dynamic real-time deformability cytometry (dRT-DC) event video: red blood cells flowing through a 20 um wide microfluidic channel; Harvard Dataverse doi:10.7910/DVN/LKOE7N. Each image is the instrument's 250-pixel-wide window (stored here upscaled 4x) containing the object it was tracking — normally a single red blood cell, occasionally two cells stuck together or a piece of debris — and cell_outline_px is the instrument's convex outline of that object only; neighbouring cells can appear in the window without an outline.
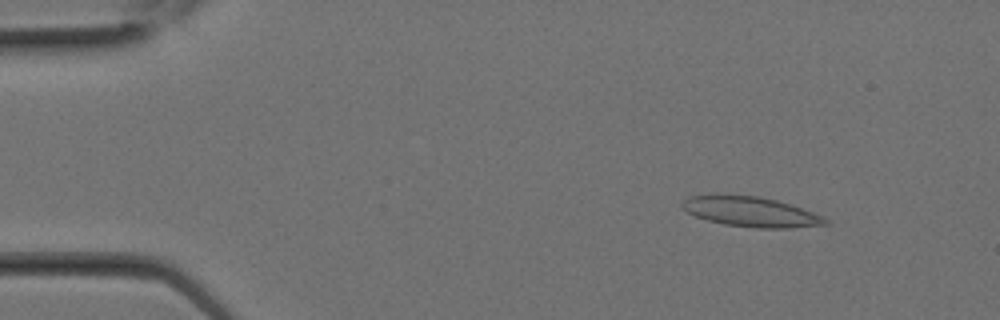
{"species": "Egyptian fruit bat (a non-hibernating species)", "species_latin": "Rousettus aegyptiacus", "temperature_condition": "room temperature", "stored_images_in_passage": 8, "camera_frame_rate_fps": 3000, "um_per_image_px": 0.085, "animal": {"sex": "female"}, "frame": {"image": 1, "passage_image": 3, "time_ms": 0.667, "image_size_px": [1000, 320], "cell_outline_px": [[828, 224], [788, 228], [756, 228], [724, 224], [708, 220], [696, 216], [680, 208], [680, 204], [688, 196], [716, 192], [756, 196], [776, 200], [812, 212], [828, 220]], "centroid_in_image_um": [63.69, 17.96], "position_along_channel_um": 21.3, "area_um2": 25.32}}